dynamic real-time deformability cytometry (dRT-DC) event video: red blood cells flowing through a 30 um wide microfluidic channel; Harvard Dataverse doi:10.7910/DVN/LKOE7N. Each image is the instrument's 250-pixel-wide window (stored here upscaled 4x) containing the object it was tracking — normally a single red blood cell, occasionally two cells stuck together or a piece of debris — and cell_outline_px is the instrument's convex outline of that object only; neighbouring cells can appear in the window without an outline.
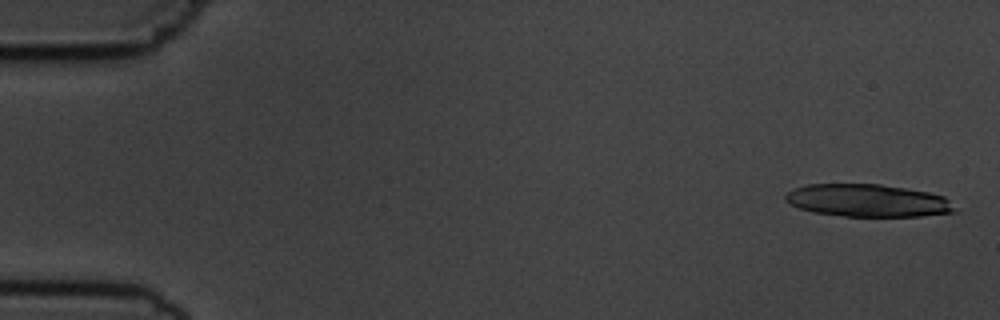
{"species": "common noctule bat (a hibernating species)", "species_latin": "Nyctalus noctula", "temperature_condition": "cold", "stored_images_in_passage": 55, "camera_frame_rate_fps": 3000, "um_per_image_px": 0.085, "animal": {"sex": "male", "body_mass_g": 19.5, "forearm_length_mm": 54.6}, "frame": {"image": 1, "passage_image": 2, "time_ms": 0.333, "image_size_px": [1000, 320], "cell_outline_px": [[956, 212], [920, 216], [844, 216], [812, 212], [800, 208], [784, 200], [784, 196], [792, 188], [808, 184], [880, 184], [928, 192], [944, 196], [956, 208]], "centroid_in_image_um": [73.74, 17.04], "position_along_channel_um": 11.3, "area_um2": 32.08}}
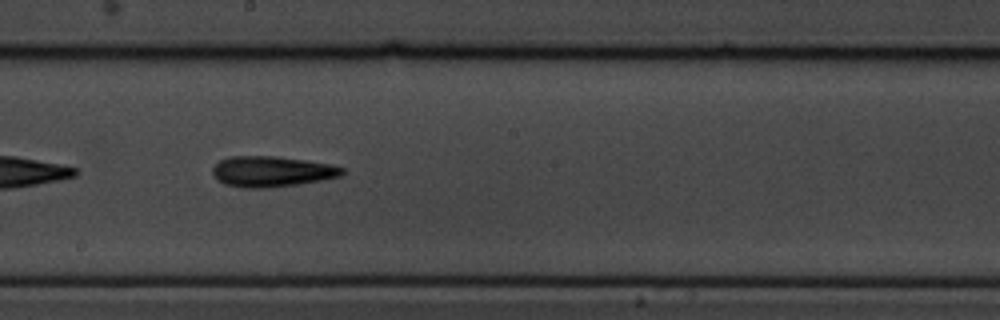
{"frame": {"image": 2, "passage_image": 31, "time_ms": 10.0, "image_size_px": [1000, 320], "cell_outline_px": [[344, 172], [340, 176], [324, 180], [268, 188], [244, 188], [224, 184], [216, 180], [212, 172], [212, 168], [220, 160], [228, 156], [276, 156], [304, 160], [328, 164], [344, 168]], "centroid_in_image_um": [23.05, 14.58], "position_along_channel_um": 225.1, "area_um2": 23.18}}
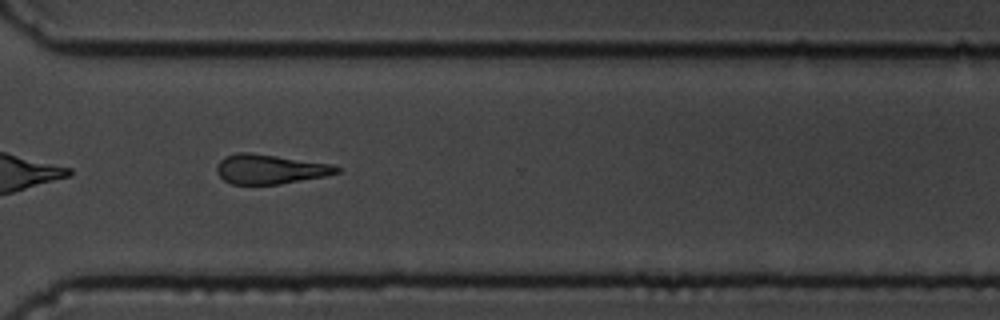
{"frame": {"image": 3, "passage_image": 41, "time_ms": 13.333, "image_size_px": [1000, 320], "cell_outline_px": [[340, 172], [324, 176], [280, 184], [232, 184], [224, 180], [220, 176], [216, 168], [220, 160], [224, 156], [236, 152], [252, 152], [332, 164], [340, 168]], "centroid_in_image_um": [22.93, 14.36], "position_along_channel_um": 347.7, "area_um2": 20.63}, "authors_computed_cell_mechanics": {"area_um2": 21.5594, "velocity_mm_per_s": 3.6787, "shape_relaxation_time_tau1_ms": 6.6236, "shape_relaxation_time_tau2_ms": null, "deformation_change_tau1": 0.1864, "deformation_change_tau2": null}}